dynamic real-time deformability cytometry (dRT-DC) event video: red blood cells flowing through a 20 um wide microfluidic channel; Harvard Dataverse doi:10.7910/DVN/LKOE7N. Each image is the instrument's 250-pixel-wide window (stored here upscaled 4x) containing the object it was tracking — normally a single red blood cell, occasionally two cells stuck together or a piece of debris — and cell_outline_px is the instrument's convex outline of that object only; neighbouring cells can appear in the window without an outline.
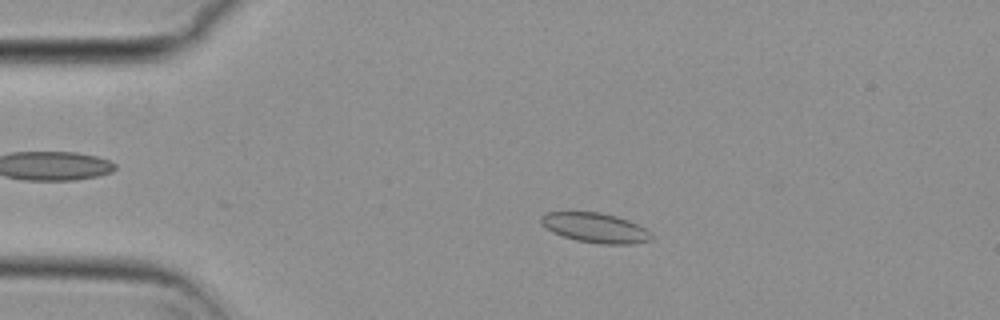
{"species": "common noctule bat (a hibernating species)", "species_latin": "Nyctalus noctula", "temperature_condition": "cold", "stored_images_in_passage": 55, "camera_frame_rate_fps": 3000, "um_per_image_px": 0.085, "animal": {"sex": "female", "body_mass_g": 29.2, "forearm_length_mm": 56.3}, "frame": {"image": 1, "passage_image": 11, "time_ms": 3.333, "image_size_px": [1000, 320], "cell_outline_px": [[652, 240], [632, 244], [600, 244], [576, 240], [552, 232], [540, 224], [540, 216], [544, 212], [600, 212], [616, 216], [628, 220], [644, 228], [652, 236]], "centroid_in_image_um": [50.55, 19.36], "position_along_channel_um": 34.4, "area_um2": 19.13}}
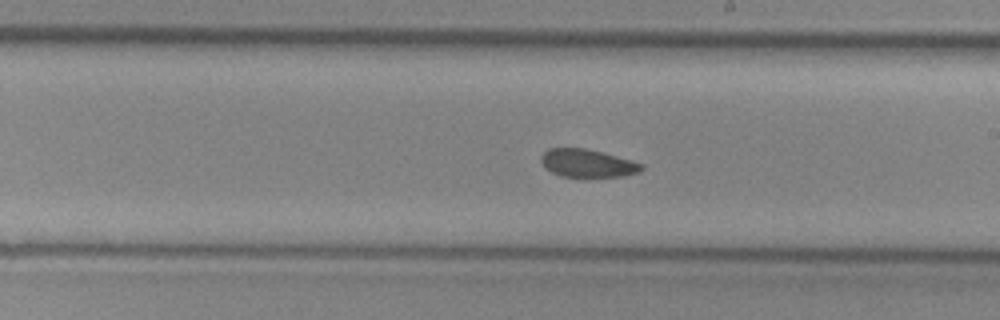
{"frame": {"image": 2, "passage_image": 31, "time_ms": 10.0, "image_size_px": [1000, 320], "cell_outline_px": [[644, 168], [640, 172], [624, 176], [560, 176], [544, 168], [540, 160], [540, 156], [548, 148], [584, 148], [632, 160], [644, 164]], "centroid_in_image_um": [49.92, 13.87], "position_along_channel_um": 239.1, "area_um2": 16.3}}
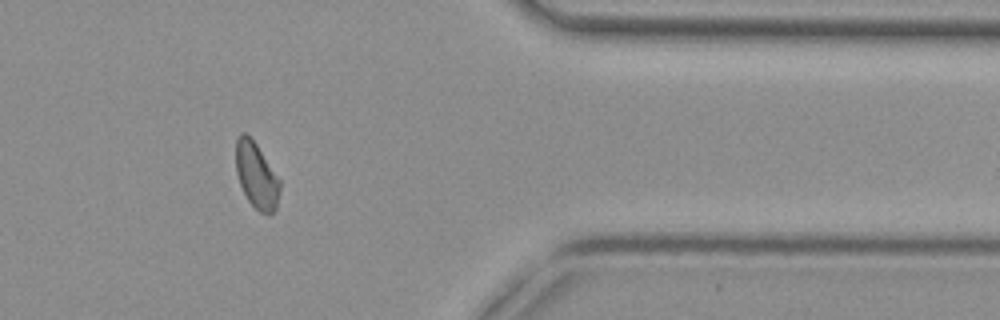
{"frame": {"image": 3, "passage_image": 45, "time_ms": 14.667, "image_size_px": [1000, 320], "cell_outline_px": [[280, 188], [276, 208], [268, 216], [260, 212], [248, 200], [240, 184], [236, 172], [236, 140], [240, 132], [244, 132], [256, 144], [280, 180]], "centroid_in_image_um": [21.79, 14.93], "position_along_channel_um": 389.6, "area_um2": 16.65}}